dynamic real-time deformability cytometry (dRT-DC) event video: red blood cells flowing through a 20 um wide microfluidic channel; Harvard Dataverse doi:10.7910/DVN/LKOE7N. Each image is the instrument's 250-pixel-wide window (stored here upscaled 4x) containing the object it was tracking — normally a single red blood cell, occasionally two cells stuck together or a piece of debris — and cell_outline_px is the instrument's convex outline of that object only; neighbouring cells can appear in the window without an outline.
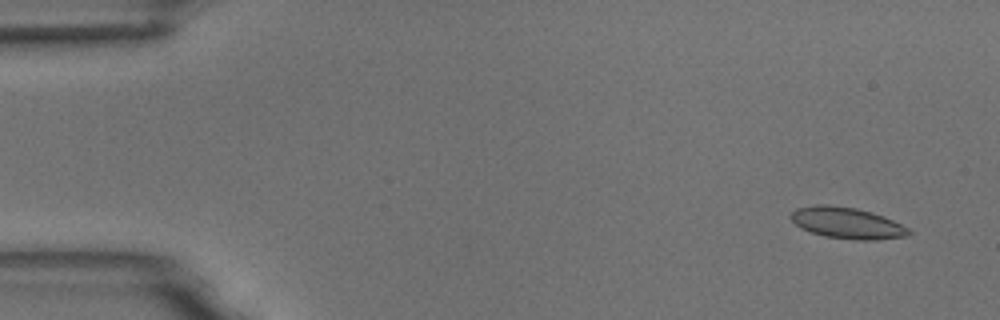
{"species": "common noctule bat (a hibernating species)", "species_latin": "Nyctalus noctula", "temperature_condition": "room temperature", "stored_images_in_passage": 8, "camera_frame_rate_fps": 3000, "um_per_image_px": 0.085, "animal": {"sex": "male", "body_mass_g": 18.8}, "frame": {"image": 1, "passage_image": 1, "time_ms": 0.0, "image_size_px": [1000, 320], "cell_outline_px": [[912, 232], [908, 236], [876, 240], [856, 240], [824, 236], [800, 228], [788, 216], [796, 208], [816, 204], [828, 204], [856, 208], [872, 212], [884, 216], [908, 228]], "centroid_in_image_um": [71.99, 18.95], "position_along_channel_um": 13.0, "area_um2": 21.62}}
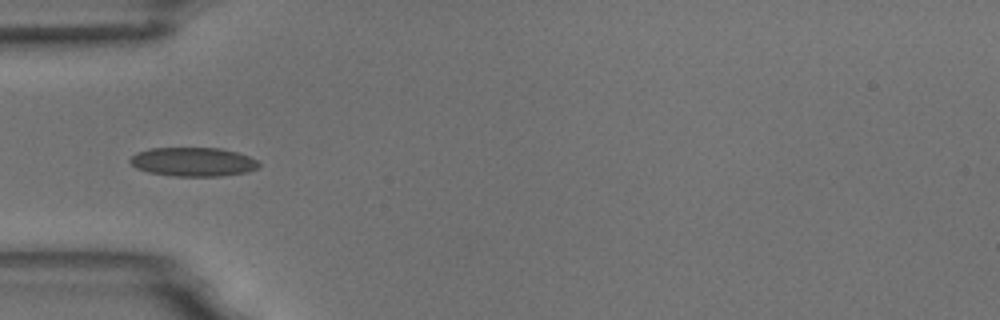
{"frame": {"image": 2, "passage_image": 5, "time_ms": 4.667, "image_size_px": [1000, 320], "cell_outline_px": [[260, 168], [248, 172], [224, 176], [172, 176], [148, 172], [136, 168], [128, 160], [136, 152], [152, 148], [220, 148], [236, 152], [248, 156], [256, 160], [260, 164]], "centroid_in_image_um": [16.43, 13.76], "position_along_channel_um": 68.6, "area_um2": 21.85}}